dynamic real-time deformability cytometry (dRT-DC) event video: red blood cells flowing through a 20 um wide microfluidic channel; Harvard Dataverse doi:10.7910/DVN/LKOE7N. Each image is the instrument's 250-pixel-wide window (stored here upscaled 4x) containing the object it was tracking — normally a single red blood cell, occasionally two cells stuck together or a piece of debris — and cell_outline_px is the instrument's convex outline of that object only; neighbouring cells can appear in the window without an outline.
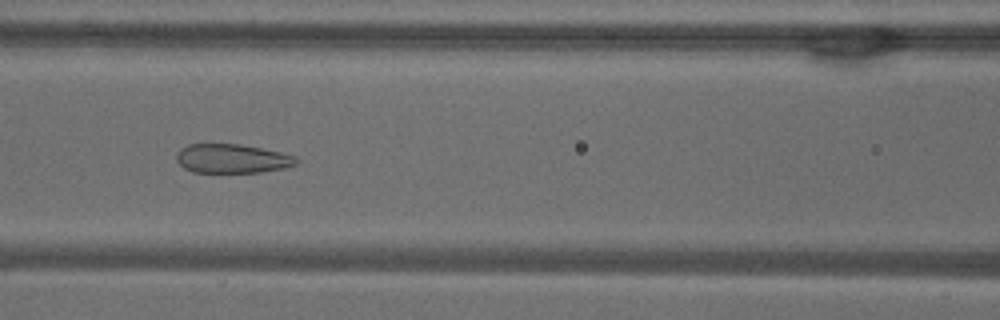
{"species": "common noctule bat (a hibernating species)", "species_latin": "Nyctalus noctula", "temperature_condition": "warm", "stored_images_in_passage": 53, "camera_frame_rate_fps": 3000, "um_per_image_px": 0.085, "animal": {"sex": "male", "body_mass_g": 18.8}, "frame": {"image": 1, "passage_image": 23, "time_ms": 7.333, "image_size_px": [1000, 320], "cell_outline_px": [[300, 160], [296, 164], [284, 168], [260, 172], [192, 172], [184, 168], [176, 160], [176, 152], [180, 148], [188, 144], [240, 144], [280, 152], [296, 156]], "centroid_in_image_um": [19.71, 13.48], "position_along_channel_um": 146.9, "area_um2": 20.35}}
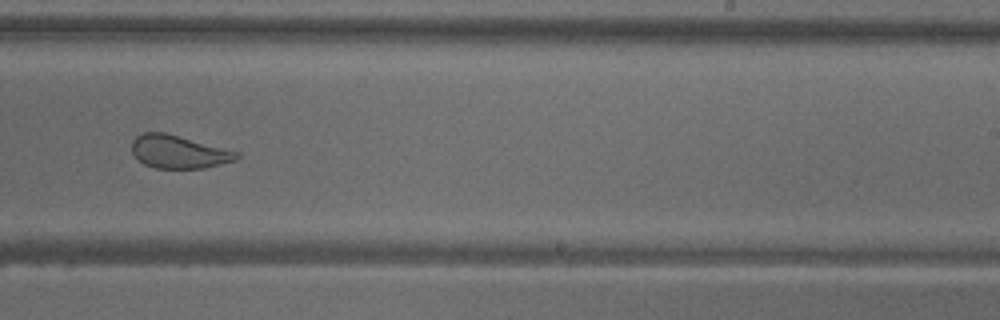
{"frame": {"image": 2, "passage_image": 33, "time_ms": 10.667, "image_size_px": [1000, 320], "cell_outline_px": [[240, 156], [236, 160], [204, 168], [156, 168], [144, 164], [132, 152], [132, 140], [136, 136], [144, 132], [164, 132], [240, 152]], "centroid_in_image_um": [15.2, 12.9], "position_along_channel_um": 273.8, "area_um2": 20.06}}
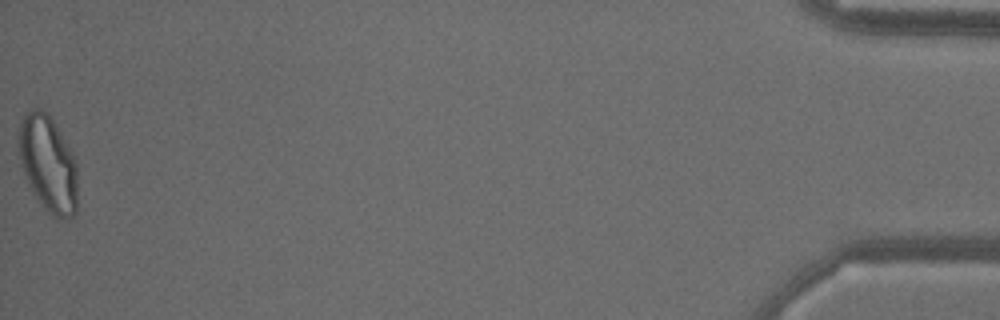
{"frame": {"image": 3, "passage_image": 53, "time_ms": 17.333, "image_size_px": [1000, 320], "cell_outline_px": [[76, 212], [72, 216], [56, 220], [44, 208], [28, 184], [24, 176], [20, 164], [16, 148], [16, 140], [20, 120], [24, 112], [32, 108], [44, 108], [48, 112], [72, 152], [76, 164]], "centroid_in_image_um": [4.02, 13.86], "position_along_channel_um": 431.2, "area_um2": 33.76}, "authors_computed_cell_mechanics": {"area_um2": 27.8018, "velocity_mm_per_s": 3.807, "shape_relaxation_time_tau1_ms": null, "shape_relaxation_time_tau2_ms": 0.958, "deformation_change_tau1": null, "deformation_change_tau2": 0.074}}